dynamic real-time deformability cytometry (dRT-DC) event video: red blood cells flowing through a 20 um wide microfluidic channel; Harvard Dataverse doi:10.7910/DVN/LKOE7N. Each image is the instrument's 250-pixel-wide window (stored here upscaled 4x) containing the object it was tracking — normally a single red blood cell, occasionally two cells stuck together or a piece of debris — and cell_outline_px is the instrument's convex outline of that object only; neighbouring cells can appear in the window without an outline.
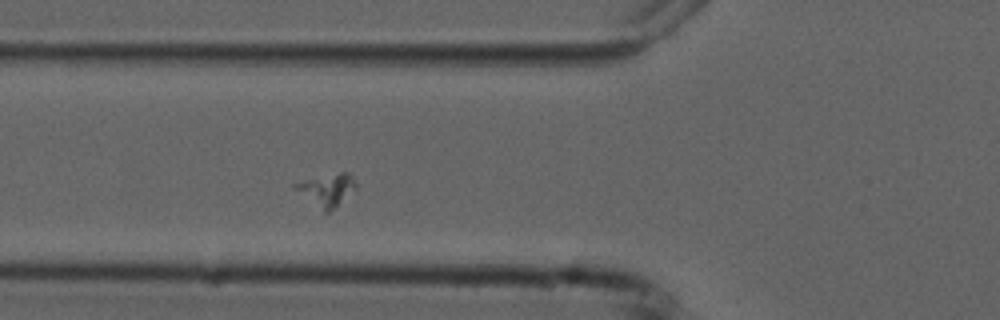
{"species": "common noctule bat (a hibernating species)", "species_latin": "Nyctalus noctula", "temperature_condition": "cold", "stored_images_in_passage": 6, "camera_frame_rate_fps": 3000, "um_per_image_px": 0.085, "animal": {"sex": "male", "forearm_length_mm": 52.5}, "frame": {"image": 1, "passage_image": 6, "time_ms": 6.333, "image_size_px": [1000, 320], "cell_outline_px": [[356, 188], [328, 212], [324, 212], [292, 188], [292, 184], [340, 172], [348, 172], [356, 184]], "centroid_in_image_um": [27.75, 16.14], "position_along_channel_um": 98.0, "area_um2": 10.87}}